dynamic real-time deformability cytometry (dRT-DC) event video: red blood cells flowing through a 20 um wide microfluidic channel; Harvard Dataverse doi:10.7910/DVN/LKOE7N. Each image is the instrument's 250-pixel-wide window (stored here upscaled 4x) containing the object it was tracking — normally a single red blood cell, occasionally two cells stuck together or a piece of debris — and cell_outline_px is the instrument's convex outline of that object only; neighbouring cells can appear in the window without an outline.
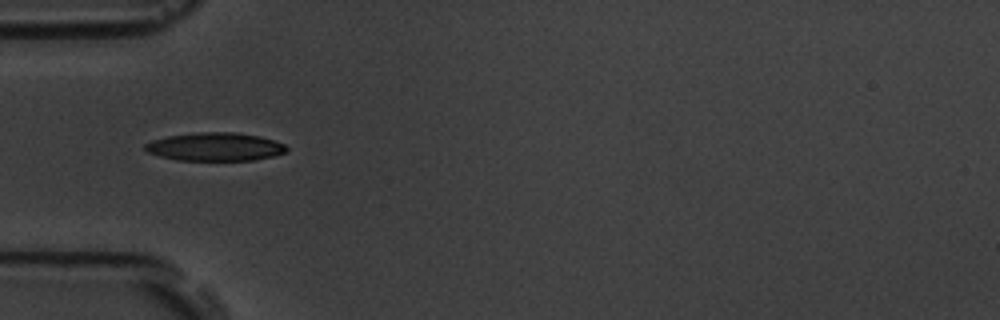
{"species": "common noctule bat (a hibernating species)", "species_latin": "Nyctalus noctula", "temperature_condition": "room temperature", "stored_images_in_passage": 10, "camera_frame_rate_fps": 3000, "um_per_image_px": 0.085, "animal": {"sex": "male", "body_mass_g": 19.5, "forearm_length_mm": 54.6}, "frame": {"image": 1, "passage_image": 4, "time_ms": 1.0, "image_size_px": [1000, 320], "cell_outline_px": [[288, 148], [284, 152], [272, 156], [252, 160], [176, 160], [160, 156], [148, 152], [144, 148], [144, 144], [152, 140], [168, 136], [196, 132], [232, 132], [260, 136], [284, 144]], "centroid_in_image_um": [18.25, 12.47], "position_along_channel_um": 66.8, "area_um2": 23.12}}